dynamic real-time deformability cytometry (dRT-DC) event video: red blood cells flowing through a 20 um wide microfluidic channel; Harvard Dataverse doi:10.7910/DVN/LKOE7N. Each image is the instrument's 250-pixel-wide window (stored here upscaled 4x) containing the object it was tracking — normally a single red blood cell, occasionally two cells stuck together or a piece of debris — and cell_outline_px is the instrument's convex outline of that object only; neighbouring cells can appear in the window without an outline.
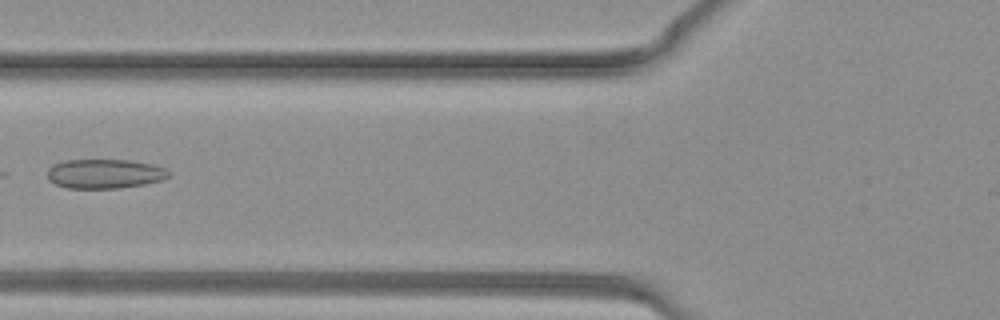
{"species": "common noctule bat (a hibernating species)", "species_latin": "Nyctalus noctula", "temperature_condition": "warm", "stored_images_in_passage": 32, "camera_frame_rate_fps": 3000, "um_per_image_px": 0.085, "animal": {"sex": "female", "body_mass_g": 19.3, "forearm_length_mm": 54.1}, "frame": {"image": 1, "passage_image": 9, "time_ms": 2.667, "image_size_px": [1000, 320], "cell_outline_px": [[172, 172], [164, 180], [144, 184], [120, 188], [68, 188], [56, 184], [48, 180], [48, 168], [52, 164], [64, 160], [128, 160], [152, 164], [164, 168]], "centroid_in_image_um": [8.9, 14.77], "position_along_channel_um": 116.9, "area_um2": 20.87}}
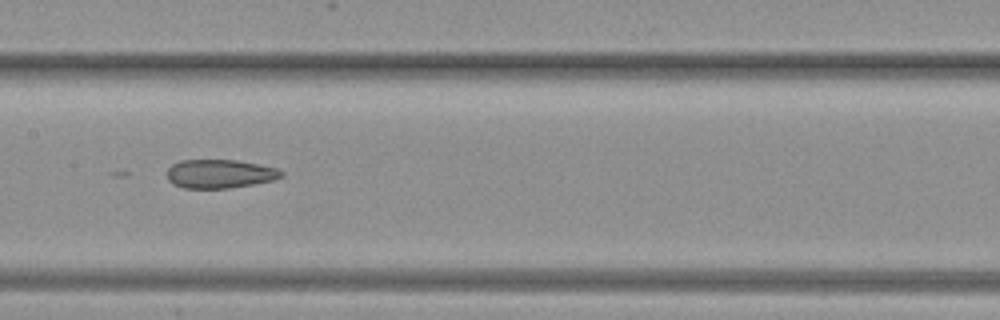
{"frame": {"image": 2, "passage_image": 13, "time_ms": 4.0, "image_size_px": [1000, 320], "cell_outline_px": [[284, 176], [276, 180], [228, 188], [184, 188], [172, 184], [168, 180], [168, 168], [172, 164], [180, 160], [236, 160], [260, 164], [276, 168], [284, 172]], "centroid_in_image_um": [18.7, 14.77], "position_along_channel_um": 188.7, "area_um2": 19.25}}
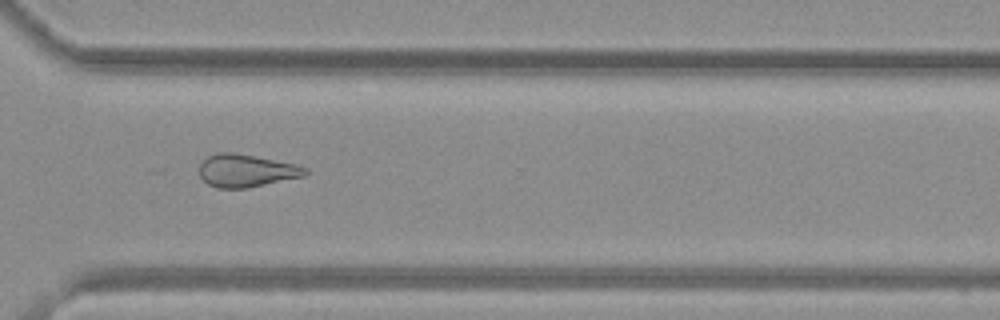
{"frame": {"image": 3, "passage_image": 22, "time_ms": 7.0, "image_size_px": [1000, 320], "cell_outline_px": [[308, 172], [304, 176], [248, 188], [216, 188], [208, 184], [200, 176], [200, 164], [208, 156], [216, 152], [232, 152], [256, 156], [296, 164], [308, 168]], "centroid_in_image_um": [20.94, 14.5], "position_along_channel_um": 349.7, "area_um2": 20.23}}